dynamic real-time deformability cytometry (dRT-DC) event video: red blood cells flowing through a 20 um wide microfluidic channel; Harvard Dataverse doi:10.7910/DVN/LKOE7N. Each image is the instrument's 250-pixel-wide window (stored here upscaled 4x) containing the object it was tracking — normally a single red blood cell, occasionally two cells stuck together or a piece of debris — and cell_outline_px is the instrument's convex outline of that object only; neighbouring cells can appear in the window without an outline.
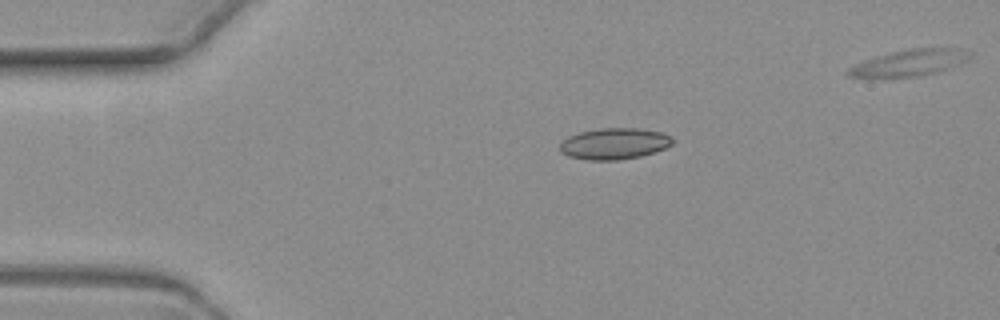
{"species": "common noctule bat (a hibernating species)", "species_latin": "Nyctalus noctula", "temperature_condition": "warm", "stored_images_in_passage": 2, "camera_frame_rate_fps": 3000, "um_per_image_px": 0.085, "animal": {"sex": "female", "body_mass_g": 19.3, "forearm_length_mm": 54.1}, "frame": {"image": 1, "passage_image": 2, "time_ms": 2.0, "image_size_px": [1000, 320], "cell_outline_px": [[672, 144], [664, 148], [640, 156], [620, 160], [584, 160], [568, 156], [560, 152], [560, 144], [568, 136], [580, 132], [600, 128], [636, 128], [660, 132], [672, 136]], "centroid_in_image_um": [52.18, 12.22], "position_along_channel_um": 32.8, "area_um2": 20.46}}